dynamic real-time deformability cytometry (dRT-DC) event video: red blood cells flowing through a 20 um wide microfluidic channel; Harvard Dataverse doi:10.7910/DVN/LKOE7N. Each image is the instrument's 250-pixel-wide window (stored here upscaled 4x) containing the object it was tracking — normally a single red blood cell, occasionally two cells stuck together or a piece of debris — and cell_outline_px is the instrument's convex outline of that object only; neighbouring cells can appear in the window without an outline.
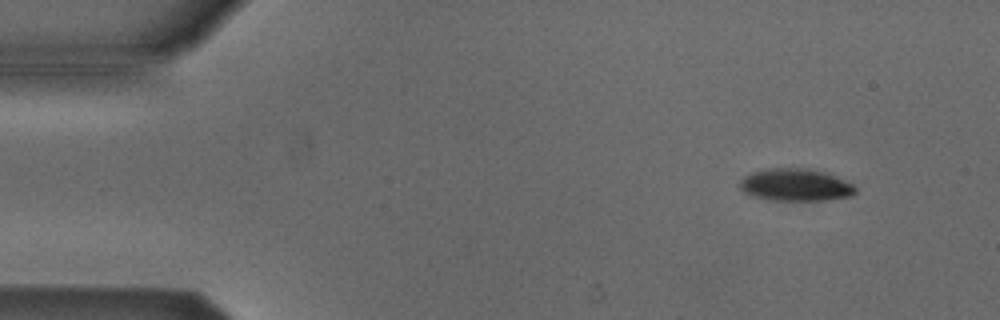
{"species": "Egyptian fruit bat (a non-hibernating species)", "species_latin": "Rousettus aegyptiacus", "temperature_condition": "cold", "stored_images_in_passage": 5, "camera_frame_rate_fps": 3000, "um_per_image_px": 0.085, "animal": {"sex": "male"}, "frame": {"image": 1, "passage_image": 2, "time_ms": 1.333, "image_size_px": [1000, 320], "cell_outline_px": [[856, 192], [852, 196], [828, 200], [764, 200], [752, 196], [744, 192], [736, 184], [744, 176], [752, 172], [768, 168], [808, 168], [824, 172], [836, 176], [852, 184], [856, 188]], "centroid_in_image_um": [67.58, 15.72], "position_along_channel_um": 17.4, "area_um2": 22.08}}
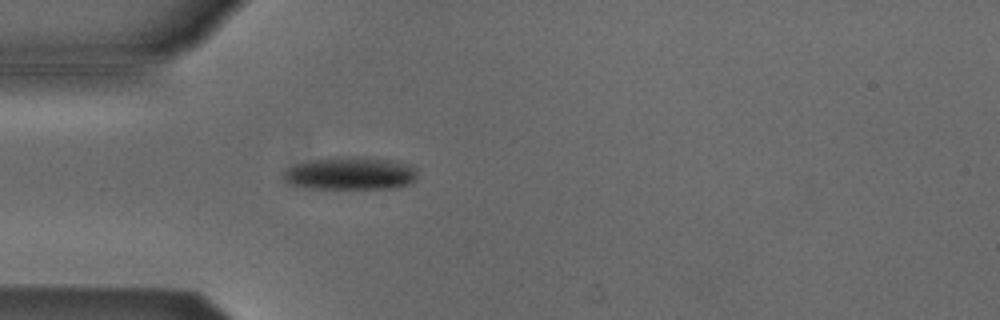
{"frame": {"image": 2, "passage_image": 5, "time_ms": 4.667, "image_size_px": [1000, 320], "cell_outline_px": [[416, 180], [412, 184], [400, 188], [304, 188], [288, 184], [280, 176], [288, 168], [296, 164], [316, 160], [388, 160], [412, 164], [416, 168]], "centroid_in_image_um": [29.81, 14.82], "position_along_channel_um": 55.2, "area_um2": 24.62}}